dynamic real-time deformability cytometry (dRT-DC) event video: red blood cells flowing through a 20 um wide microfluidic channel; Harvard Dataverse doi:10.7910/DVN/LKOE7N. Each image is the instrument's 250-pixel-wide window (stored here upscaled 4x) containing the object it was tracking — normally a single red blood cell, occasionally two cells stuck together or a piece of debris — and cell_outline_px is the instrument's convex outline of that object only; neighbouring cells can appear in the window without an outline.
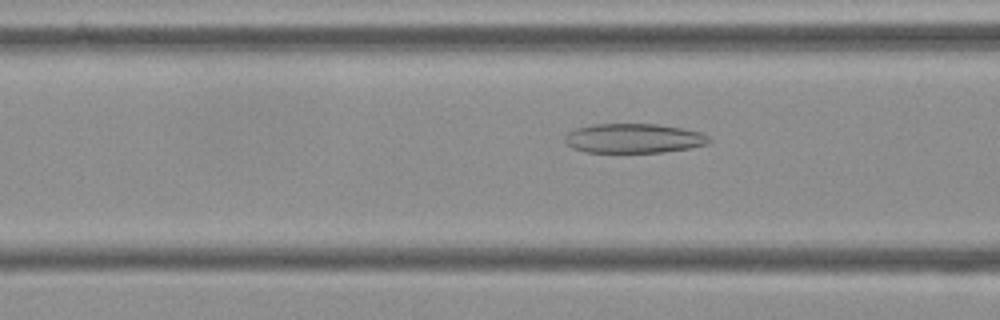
{"species": "Egyptian fruit bat (a non-hibernating species)", "species_latin": "Rousettus aegyptiacus", "temperature_condition": "cold", "stored_images_in_passage": 55, "camera_frame_rate_fps": 3000, "um_per_image_px": 0.085, "frame": {"image": 1, "passage_image": 21, "time_ms": 6.667, "image_size_px": [1000, 320], "cell_outline_px": [[712, 140], [708, 144], [688, 148], [664, 152], [584, 152], [572, 148], [564, 140], [564, 136], [568, 132], [576, 128], [592, 124], [660, 124], [684, 128], [700, 132], [708, 136]], "centroid_in_image_um": [53.87, 11.75], "position_along_channel_um": 112.7, "area_um2": 24.91}}
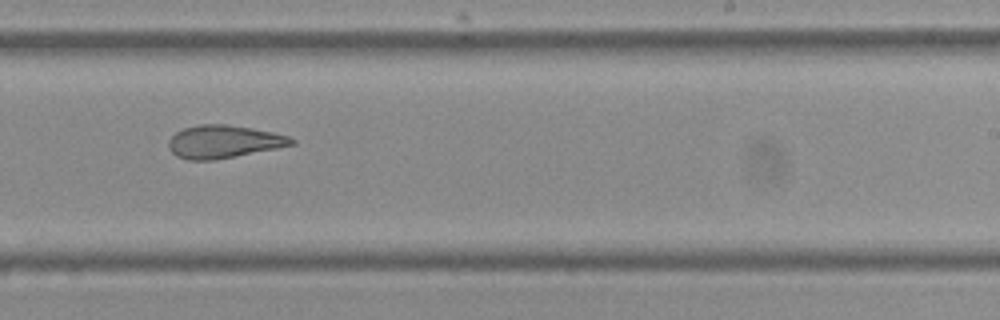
{"frame": {"image": 2, "passage_image": 34, "time_ms": 11.0, "image_size_px": [1000, 320], "cell_outline_px": [[296, 144], [216, 160], [188, 160], [176, 156], [168, 148], [168, 140], [176, 132], [184, 128], [200, 124], [224, 124], [252, 128], [272, 132], [288, 136], [296, 140]], "centroid_in_image_um": [18.99, 12.04], "position_along_channel_um": 270.0, "area_um2": 23.52}}
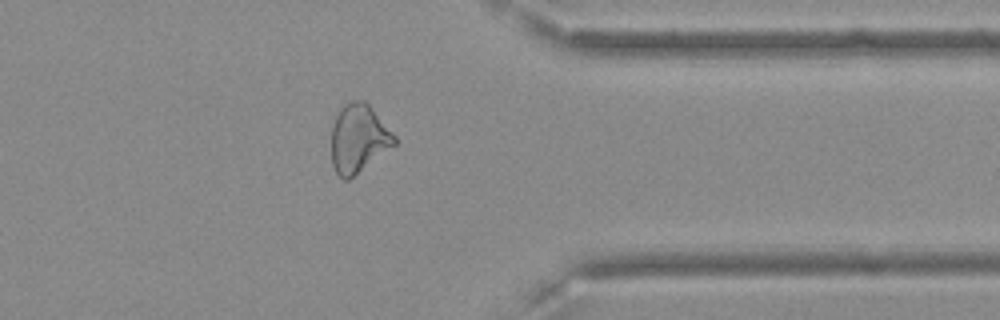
{"frame": {"image": 3, "passage_image": 44, "time_ms": 14.333, "image_size_px": [1000, 320], "cell_outline_px": [[396, 144], [348, 180], [344, 180], [336, 172], [332, 164], [332, 124], [340, 108], [344, 104], [352, 100], [364, 100], [368, 104], [396, 136]], "centroid_in_image_um": [30.46, 11.76], "position_along_channel_um": 380.9, "area_um2": 24.85}, "authors_computed_cell_mechanics": {"area_um2": 25.7788, "velocity_mm_per_s": 3.6201, "shape_relaxation_time_tau1_ms": null, "shape_relaxation_time_tau2_ms": 2.8056, "deformation_change_tau1": null, "deformation_change_tau2": 0.1135}}